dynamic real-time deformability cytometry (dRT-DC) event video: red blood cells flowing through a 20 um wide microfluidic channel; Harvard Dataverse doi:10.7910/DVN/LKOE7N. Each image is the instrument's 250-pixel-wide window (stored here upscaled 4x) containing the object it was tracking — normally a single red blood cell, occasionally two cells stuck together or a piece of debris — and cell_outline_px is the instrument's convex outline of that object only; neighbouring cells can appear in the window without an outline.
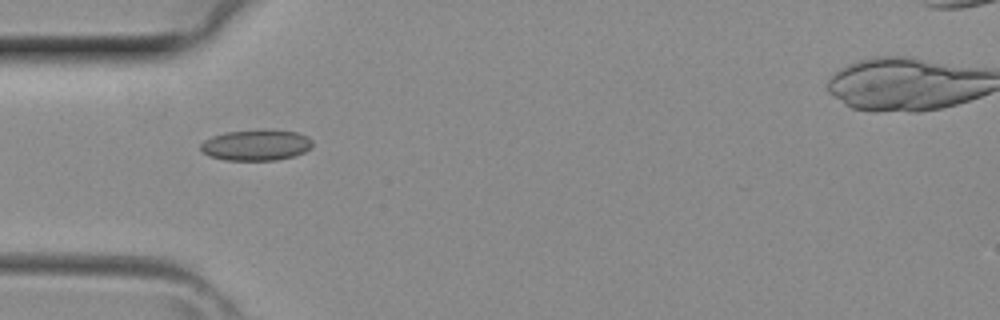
{"species": "common noctule bat (a hibernating species)", "species_latin": "Nyctalus noctula", "temperature_condition": "room temperature", "stored_images_in_passage": 3, "camera_frame_rate_fps": 3000, "um_per_image_px": 0.085, "animal": {"sex": "female", "body_mass_g": 29.2, "forearm_length_mm": 56.3}, "frame": {"image": 1, "passage_image": 2, "time_ms": 0.333, "image_size_px": [1000, 320], "cell_outline_px": [[312, 148], [296, 156], [276, 160], [224, 160], [200, 152], [200, 144], [204, 140], [212, 136], [224, 132], [264, 128], [268, 128], [296, 132], [308, 136], [312, 140]], "centroid_in_image_um": [21.79, 12.31], "position_along_channel_um": 63.2, "area_um2": 20.69}}
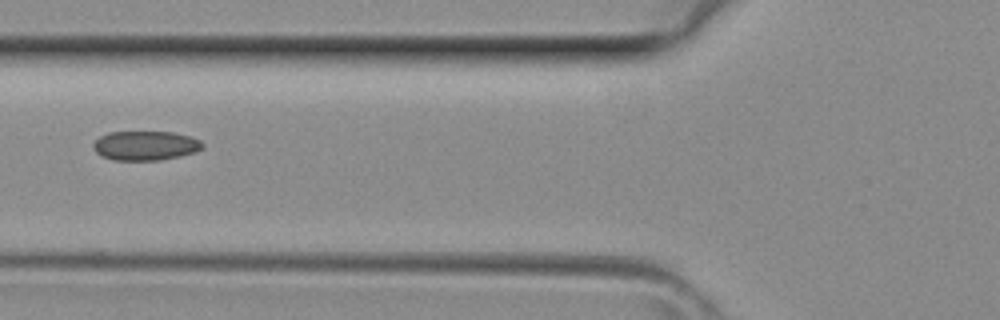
{"frame": {"image": 2, "passage_image": 3, "time_ms": 0.667, "image_size_px": [1000, 320], "cell_outline_px": [[204, 148], [196, 152], [180, 156], [160, 160], [112, 160], [96, 152], [92, 148], [92, 144], [100, 136], [108, 132], [172, 132], [192, 136], [200, 140], [204, 144]], "centroid_in_image_um": [12.39, 12.37], "position_along_channel_um": 113.4, "area_um2": 18.84}}